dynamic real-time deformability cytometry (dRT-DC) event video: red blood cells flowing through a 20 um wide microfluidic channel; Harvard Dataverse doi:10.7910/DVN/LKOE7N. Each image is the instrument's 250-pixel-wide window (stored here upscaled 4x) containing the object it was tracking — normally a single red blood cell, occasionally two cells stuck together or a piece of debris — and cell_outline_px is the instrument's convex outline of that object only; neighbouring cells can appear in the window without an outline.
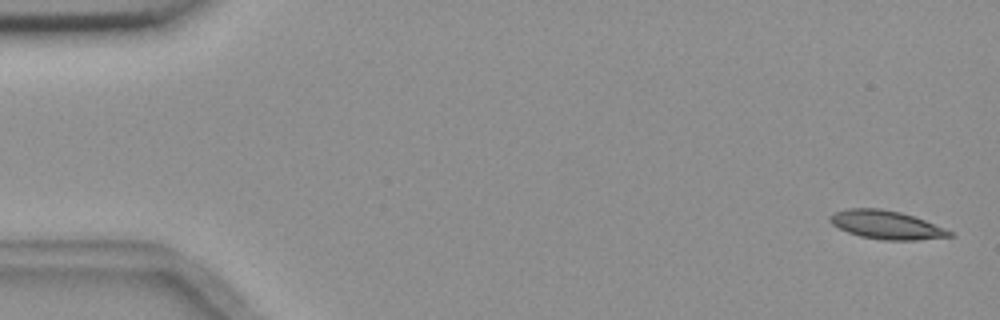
{"species": "common noctule bat (a hibernating species)", "species_latin": "Nyctalus noctula", "temperature_condition": "room temperature", "stored_images_in_passage": 6, "camera_frame_rate_fps": 3000, "um_per_image_px": 0.085, "animal": {"sex": "female", "body_mass_g": 18.4}, "frame": {"image": 1, "passage_image": 1, "time_ms": 0.0, "image_size_px": [1000, 320], "cell_outline_px": [[952, 236], [916, 240], [884, 240], [860, 236], [848, 232], [832, 224], [828, 220], [828, 216], [836, 212], [848, 208], [880, 208], [900, 212], [924, 220], [944, 228], [952, 232]], "centroid_in_image_um": [75.3, 19.11], "position_along_channel_um": 9.7, "area_um2": 19.59}}